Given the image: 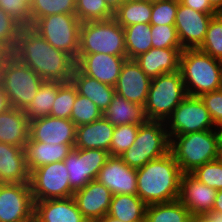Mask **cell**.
Returning <instances> with one entry per match:
<instances>
[{
	"instance_id": "6da1fadb",
	"label": "cell",
	"mask_w": 222,
	"mask_h": 222,
	"mask_svg": "<svg viewBox=\"0 0 222 222\" xmlns=\"http://www.w3.org/2000/svg\"><path fill=\"white\" fill-rule=\"evenodd\" d=\"M182 174L169 151L137 169V195L146 205L177 200Z\"/></svg>"
},
{
	"instance_id": "7a4b0ae2",
	"label": "cell",
	"mask_w": 222,
	"mask_h": 222,
	"mask_svg": "<svg viewBox=\"0 0 222 222\" xmlns=\"http://www.w3.org/2000/svg\"><path fill=\"white\" fill-rule=\"evenodd\" d=\"M24 65L32 68L44 81L68 82L76 61L66 52L54 48L36 31L25 44Z\"/></svg>"
},
{
	"instance_id": "3957f363",
	"label": "cell",
	"mask_w": 222,
	"mask_h": 222,
	"mask_svg": "<svg viewBox=\"0 0 222 222\" xmlns=\"http://www.w3.org/2000/svg\"><path fill=\"white\" fill-rule=\"evenodd\" d=\"M179 71L188 96L199 97L222 88L220 60L198 48L181 52Z\"/></svg>"
},
{
	"instance_id": "277c9868",
	"label": "cell",
	"mask_w": 222,
	"mask_h": 222,
	"mask_svg": "<svg viewBox=\"0 0 222 222\" xmlns=\"http://www.w3.org/2000/svg\"><path fill=\"white\" fill-rule=\"evenodd\" d=\"M212 129L173 136L170 151L182 173H191L196 168L215 160L220 141L219 130Z\"/></svg>"
},
{
	"instance_id": "5b68a950",
	"label": "cell",
	"mask_w": 222,
	"mask_h": 222,
	"mask_svg": "<svg viewBox=\"0 0 222 222\" xmlns=\"http://www.w3.org/2000/svg\"><path fill=\"white\" fill-rule=\"evenodd\" d=\"M186 97L184 81L179 70L152 78L144 106L147 119L168 123L166 118L168 120Z\"/></svg>"
},
{
	"instance_id": "8992f818",
	"label": "cell",
	"mask_w": 222,
	"mask_h": 222,
	"mask_svg": "<svg viewBox=\"0 0 222 222\" xmlns=\"http://www.w3.org/2000/svg\"><path fill=\"white\" fill-rule=\"evenodd\" d=\"M127 56L124 28L114 19L82 22L79 53Z\"/></svg>"
},
{
	"instance_id": "52a82bcc",
	"label": "cell",
	"mask_w": 222,
	"mask_h": 222,
	"mask_svg": "<svg viewBox=\"0 0 222 222\" xmlns=\"http://www.w3.org/2000/svg\"><path fill=\"white\" fill-rule=\"evenodd\" d=\"M162 121L139 125L134 144L119 157L132 168H140L170 151V139Z\"/></svg>"
},
{
	"instance_id": "ba28073f",
	"label": "cell",
	"mask_w": 222,
	"mask_h": 222,
	"mask_svg": "<svg viewBox=\"0 0 222 222\" xmlns=\"http://www.w3.org/2000/svg\"><path fill=\"white\" fill-rule=\"evenodd\" d=\"M81 25L76 14L63 13L39 18L32 26L54 48L66 52L76 61Z\"/></svg>"
},
{
	"instance_id": "9c48e42d",
	"label": "cell",
	"mask_w": 222,
	"mask_h": 222,
	"mask_svg": "<svg viewBox=\"0 0 222 222\" xmlns=\"http://www.w3.org/2000/svg\"><path fill=\"white\" fill-rule=\"evenodd\" d=\"M64 161H57L34 169L30 173V188L33 201L68 198L74 190L70 186Z\"/></svg>"
},
{
	"instance_id": "30bf717a",
	"label": "cell",
	"mask_w": 222,
	"mask_h": 222,
	"mask_svg": "<svg viewBox=\"0 0 222 222\" xmlns=\"http://www.w3.org/2000/svg\"><path fill=\"white\" fill-rule=\"evenodd\" d=\"M43 81L32 68L24 64L0 73V85L8 95L10 106L23 111L36 96Z\"/></svg>"
},
{
	"instance_id": "8fae6325",
	"label": "cell",
	"mask_w": 222,
	"mask_h": 222,
	"mask_svg": "<svg viewBox=\"0 0 222 222\" xmlns=\"http://www.w3.org/2000/svg\"><path fill=\"white\" fill-rule=\"evenodd\" d=\"M109 157V152L105 150L73 148L64 159L71 188L76 191L96 180Z\"/></svg>"
},
{
	"instance_id": "7c38bea8",
	"label": "cell",
	"mask_w": 222,
	"mask_h": 222,
	"mask_svg": "<svg viewBox=\"0 0 222 222\" xmlns=\"http://www.w3.org/2000/svg\"><path fill=\"white\" fill-rule=\"evenodd\" d=\"M34 201L29 183H0V222H32Z\"/></svg>"
},
{
	"instance_id": "4fadbf2b",
	"label": "cell",
	"mask_w": 222,
	"mask_h": 222,
	"mask_svg": "<svg viewBox=\"0 0 222 222\" xmlns=\"http://www.w3.org/2000/svg\"><path fill=\"white\" fill-rule=\"evenodd\" d=\"M168 121L171 122V130L167 131L169 139L176 135L209 130L215 125L201 99L188 95L175 108Z\"/></svg>"
},
{
	"instance_id": "5bb4252c",
	"label": "cell",
	"mask_w": 222,
	"mask_h": 222,
	"mask_svg": "<svg viewBox=\"0 0 222 222\" xmlns=\"http://www.w3.org/2000/svg\"><path fill=\"white\" fill-rule=\"evenodd\" d=\"M214 15L216 14L195 11L179 2L174 25L183 49H196L201 46Z\"/></svg>"
},
{
	"instance_id": "9a60e30c",
	"label": "cell",
	"mask_w": 222,
	"mask_h": 222,
	"mask_svg": "<svg viewBox=\"0 0 222 222\" xmlns=\"http://www.w3.org/2000/svg\"><path fill=\"white\" fill-rule=\"evenodd\" d=\"M127 59V56L104 53L78 54L75 67L81 73L114 87Z\"/></svg>"
},
{
	"instance_id": "2e32d148",
	"label": "cell",
	"mask_w": 222,
	"mask_h": 222,
	"mask_svg": "<svg viewBox=\"0 0 222 222\" xmlns=\"http://www.w3.org/2000/svg\"><path fill=\"white\" fill-rule=\"evenodd\" d=\"M216 194V189L201 183L191 173L182 174L178 200L192 216L208 214L213 209Z\"/></svg>"
},
{
	"instance_id": "e0dca14e",
	"label": "cell",
	"mask_w": 222,
	"mask_h": 222,
	"mask_svg": "<svg viewBox=\"0 0 222 222\" xmlns=\"http://www.w3.org/2000/svg\"><path fill=\"white\" fill-rule=\"evenodd\" d=\"M96 180L115 194L137 195V169L129 167L119 156H110Z\"/></svg>"
},
{
	"instance_id": "ac0fdd59",
	"label": "cell",
	"mask_w": 222,
	"mask_h": 222,
	"mask_svg": "<svg viewBox=\"0 0 222 222\" xmlns=\"http://www.w3.org/2000/svg\"><path fill=\"white\" fill-rule=\"evenodd\" d=\"M29 138L49 144H75L76 125L71 119L48 115L30 121Z\"/></svg>"
},
{
	"instance_id": "d6986e66",
	"label": "cell",
	"mask_w": 222,
	"mask_h": 222,
	"mask_svg": "<svg viewBox=\"0 0 222 222\" xmlns=\"http://www.w3.org/2000/svg\"><path fill=\"white\" fill-rule=\"evenodd\" d=\"M151 78L134 59H127L114 86L116 94L126 100L145 106Z\"/></svg>"
},
{
	"instance_id": "ffe728a7",
	"label": "cell",
	"mask_w": 222,
	"mask_h": 222,
	"mask_svg": "<svg viewBox=\"0 0 222 222\" xmlns=\"http://www.w3.org/2000/svg\"><path fill=\"white\" fill-rule=\"evenodd\" d=\"M113 194L97 180L74 192L78 209L89 222H95L107 215Z\"/></svg>"
},
{
	"instance_id": "44dd1931",
	"label": "cell",
	"mask_w": 222,
	"mask_h": 222,
	"mask_svg": "<svg viewBox=\"0 0 222 222\" xmlns=\"http://www.w3.org/2000/svg\"><path fill=\"white\" fill-rule=\"evenodd\" d=\"M35 222H89L77 207L73 196L34 202Z\"/></svg>"
},
{
	"instance_id": "7402d4cb",
	"label": "cell",
	"mask_w": 222,
	"mask_h": 222,
	"mask_svg": "<svg viewBox=\"0 0 222 222\" xmlns=\"http://www.w3.org/2000/svg\"><path fill=\"white\" fill-rule=\"evenodd\" d=\"M183 48H151L134 58L135 62L151 79L161 74L179 70Z\"/></svg>"
},
{
	"instance_id": "603a6c76",
	"label": "cell",
	"mask_w": 222,
	"mask_h": 222,
	"mask_svg": "<svg viewBox=\"0 0 222 222\" xmlns=\"http://www.w3.org/2000/svg\"><path fill=\"white\" fill-rule=\"evenodd\" d=\"M24 148L0 142V183H29Z\"/></svg>"
},
{
	"instance_id": "cb8c5ba5",
	"label": "cell",
	"mask_w": 222,
	"mask_h": 222,
	"mask_svg": "<svg viewBox=\"0 0 222 222\" xmlns=\"http://www.w3.org/2000/svg\"><path fill=\"white\" fill-rule=\"evenodd\" d=\"M114 127L104 116L89 124L76 127L74 148L101 149L109 152Z\"/></svg>"
},
{
	"instance_id": "d4e9b609",
	"label": "cell",
	"mask_w": 222,
	"mask_h": 222,
	"mask_svg": "<svg viewBox=\"0 0 222 222\" xmlns=\"http://www.w3.org/2000/svg\"><path fill=\"white\" fill-rule=\"evenodd\" d=\"M74 145L75 144H49L33 141L29 138L24 146L28 171L31 173L34 169L43 165L64 161L74 148Z\"/></svg>"
},
{
	"instance_id": "484cf974",
	"label": "cell",
	"mask_w": 222,
	"mask_h": 222,
	"mask_svg": "<svg viewBox=\"0 0 222 222\" xmlns=\"http://www.w3.org/2000/svg\"><path fill=\"white\" fill-rule=\"evenodd\" d=\"M29 123L23 110L11 107L0 113V142L24 148L29 139Z\"/></svg>"
},
{
	"instance_id": "4316f807",
	"label": "cell",
	"mask_w": 222,
	"mask_h": 222,
	"mask_svg": "<svg viewBox=\"0 0 222 222\" xmlns=\"http://www.w3.org/2000/svg\"><path fill=\"white\" fill-rule=\"evenodd\" d=\"M33 31L32 25H21L2 41L0 73L5 69L19 67L24 63V47Z\"/></svg>"
},
{
	"instance_id": "83f0119b",
	"label": "cell",
	"mask_w": 222,
	"mask_h": 222,
	"mask_svg": "<svg viewBox=\"0 0 222 222\" xmlns=\"http://www.w3.org/2000/svg\"><path fill=\"white\" fill-rule=\"evenodd\" d=\"M71 81L77 88L78 94L89 98L103 113L116 93L113 86L81 73L76 67Z\"/></svg>"
},
{
	"instance_id": "f1b7e54d",
	"label": "cell",
	"mask_w": 222,
	"mask_h": 222,
	"mask_svg": "<svg viewBox=\"0 0 222 222\" xmlns=\"http://www.w3.org/2000/svg\"><path fill=\"white\" fill-rule=\"evenodd\" d=\"M103 116L114 126L142 125L148 121L145 108L115 93Z\"/></svg>"
},
{
	"instance_id": "f546056e",
	"label": "cell",
	"mask_w": 222,
	"mask_h": 222,
	"mask_svg": "<svg viewBox=\"0 0 222 222\" xmlns=\"http://www.w3.org/2000/svg\"><path fill=\"white\" fill-rule=\"evenodd\" d=\"M146 207L138 195L115 194L107 215L121 222H145Z\"/></svg>"
},
{
	"instance_id": "4dcf8cb0",
	"label": "cell",
	"mask_w": 222,
	"mask_h": 222,
	"mask_svg": "<svg viewBox=\"0 0 222 222\" xmlns=\"http://www.w3.org/2000/svg\"><path fill=\"white\" fill-rule=\"evenodd\" d=\"M151 12V0H125L114 11V19L123 28L137 23L150 24Z\"/></svg>"
},
{
	"instance_id": "1f68e13d",
	"label": "cell",
	"mask_w": 222,
	"mask_h": 222,
	"mask_svg": "<svg viewBox=\"0 0 222 222\" xmlns=\"http://www.w3.org/2000/svg\"><path fill=\"white\" fill-rule=\"evenodd\" d=\"M191 216L178 199L147 205L145 210V222H190Z\"/></svg>"
},
{
	"instance_id": "d6a6232c",
	"label": "cell",
	"mask_w": 222,
	"mask_h": 222,
	"mask_svg": "<svg viewBox=\"0 0 222 222\" xmlns=\"http://www.w3.org/2000/svg\"><path fill=\"white\" fill-rule=\"evenodd\" d=\"M61 84V82L56 81H43L36 96L24 110L29 122L50 115L58 87Z\"/></svg>"
},
{
	"instance_id": "836d02e7",
	"label": "cell",
	"mask_w": 222,
	"mask_h": 222,
	"mask_svg": "<svg viewBox=\"0 0 222 222\" xmlns=\"http://www.w3.org/2000/svg\"><path fill=\"white\" fill-rule=\"evenodd\" d=\"M124 39L127 58H136L138 55L153 48L151 41V25L137 23L124 27Z\"/></svg>"
},
{
	"instance_id": "e575fe53",
	"label": "cell",
	"mask_w": 222,
	"mask_h": 222,
	"mask_svg": "<svg viewBox=\"0 0 222 222\" xmlns=\"http://www.w3.org/2000/svg\"><path fill=\"white\" fill-rule=\"evenodd\" d=\"M76 0H30L32 25L42 17L53 14H75Z\"/></svg>"
},
{
	"instance_id": "d590c367",
	"label": "cell",
	"mask_w": 222,
	"mask_h": 222,
	"mask_svg": "<svg viewBox=\"0 0 222 222\" xmlns=\"http://www.w3.org/2000/svg\"><path fill=\"white\" fill-rule=\"evenodd\" d=\"M75 14L81 22L105 21L114 18V12L104 0H76Z\"/></svg>"
},
{
	"instance_id": "8d00e7d4",
	"label": "cell",
	"mask_w": 222,
	"mask_h": 222,
	"mask_svg": "<svg viewBox=\"0 0 222 222\" xmlns=\"http://www.w3.org/2000/svg\"><path fill=\"white\" fill-rule=\"evenodd\" d=\"M77 94V88L72 83V81L63 82L58 87V92L52 105L50 116L62 119H70Z\"/></svg>"
},
{
	"instance_id": "74e56055",
	"label": "cell",
	"mask_w": 222,
	"mask_h": 222,
	"mask_svg": "<svg viewBox=\"0 0 222 222\" xmlns=\"http://www.w3.org/2000/svg\"><path fill=\"white\" fill-rule=\"evenodd\" d=\"M198 49L215 59H222V13L212 17L205 40Z\"/></svg>"
},
{
	"instance_id": "f35d334b",
	"label": "cell",
	"mask_w": 222,
	"mask_h": 222,
	"mask_svg": "<svg viewBox=\"0 0 222 222\" xmlns=\"http://www.w3.org/2000/svg\"><path fill=\"white\" fill-rule=\"evenodd\" d=\"M103 116V112L89 98L77 94L70 119L76 127L89 124Z\"/></svg>"
},
{
	"instance_id": "ab89813d",
	"label": "cell",
	"mask_w": 222,
	"mask_h": 222,
	"mask_svg": "<svg viewBox=\"0 0 222 222\" xmlns=\"http://www.w3.org/2000/svg\"><path fill=\"white\" fill-rule=\"evenodd\" d=\"M138 130L139 125L124 124L115 126L109 148L110 156H120L134 144Z\"/></svg>"
},
{
	"instance_id": "60d3db41",
	"label": "cell",
	"mask_w": 222,
	"mask_h": 222,
	"mask_svg": "<svg viewBox=\"0 0 222 222\" xmlns=\"http://www.w3.org/2000/svg\"><path fill=\"white\" fill-rule=\"evenodd\" d=\"M179 0L152 1L150 25H174Z\"/></svg>"
},
{
	"instance_id": "b9f144b4",
	"label": "cell",
	"mask_w": 222,
	"mask_h": 222,
	"mask_svg": "<svg viewBox=\"0 0 222 222\" xmlns=\"http://www.w3.org/2000/svg\"><path fill=\"white\" fill-rule=\"evenodd\" d=\"M191 174L201 183L208 185L214 189H222V163L217 159L196 168Z\"/></svg>"
},
{
	"instance_id": "7bdbcfd3",
	"label": "cell",
	"mask_w": 222,
	"mask_h": 222,
	"mask_svg": "<svg viewBox=\"0 0 222 222\" xmlns=\"http://www.w3.org/2000/svg\"><path fill=\"white\" fill-rule=\"evenodd\" d=\"M153 48H182L175 25H151Z\"/></svg>"
},
{
	"instance_id": "ee69618b",
	"label": "cell",
	"mask_w": 222,
	"mask_h": 222,
	"mask_svg": "<svg viewBox=\"0 0 222 222\" xmlns=\"http://www.w3.org/2000/svg\"><path fill=\"white\" fill-rule=\"evenodd\" d=\"M0 7L21 25H32L30 0H0Z\"/></svg>"
},
{
	"instance_id": "f6af8a7d",
	"label": "cell",
	"mask_w": 222,
	"mask_h": 222,
	"mask_svg": "<svg viewBox=\"0 0 222 222\" xmlns=\"http://www.w3.org/2000/svg\"><path fill=\"white\" fill-rule=\"evenodd\" d=\"M217 128L222 125V88L199 96Z\"/></svg>"
},
{
	"instance_id": "bcb514c9",
	"label": "cell",
	"mask_w": 222,
	"mask_h": 222,
	"mask_svg": "<svg viewBox=\"0 0 222 222\" xmlns=\"http://www.w3.org/2000/svg\"><path fill=\"white\" fill-rule=\"evenodd\" d=\"M21 24L17 22L13 17L8 15L0 7V40L7 38L9 34L14 32Z\"/></svg>"
},
{
	"instance_id": "7dc6e473",
	"label": "cell",
	"mask_w": 222,
	"mask_h": 222,
	"mask_svg": "<svg viewBox=\"0 0 222 222\" xmlns=\"http://www.w3.org/2000/svg\"><path fill=\"white\" fill-rule=\"evenodd\" d=\"M182 5L191 9L208 14H218V12L210 5L208 0H179Z\"/></svg>"
},
{
	"instance_id": "c3c4849f",
	"label": "cell",
	"mask_w": 222,
	"mask_h": 222,
	"mask_svg": "<svg viewBox=\"0 0 222 222\" xmlns=\"http://www.w3.org/2000/svg\"><path fill=\"white\" fill-rule=\"evenodd\" d=\"M11 108L8 95L0 85V113L6 112Z\"/></svg>"
},
{
	"instance_id": "681fc988",
	"label": "cell",
	"mask_w": 222,
	"mask_h": 222,
	"mask_svg": "<svg viewBox=\"0 0 222 222\" xmlns=\"http://www.w3.org/2000/svg\"><path fill=\"white\" fill-rule=\"evenodd\" d=\"M212 211L222 213V189L217 191Z\"/></svg>"
},
{
	"instance_id": "f907efd6",
	"label": "cell",
	"mask_w": 222,
	"mask_h": 222,
	"mask_svg": "<svg viewBox=\"0 0 222 222\" xmlns=\"http://www.w3.org/2000/svg\"><path fill=\"white\" fill-rule=\"evenodd\" d=\"M205 216L210 220V222H222V213H218L211 210Z\"/></svg>"
},
{
	"instance_id": "816d5d0a",
	"label": "cell",
	"mask_w": 222,
	"mask_h": 222,
	"mask_svg": "<svg viewBox=\"0 0 222 222\" xmlns=\"http://www.w3.org/2000/svg\"><path fill=\"white\" fill-rule=\"evenodd\" d=\"M108 7L114 12L125 0H104Z\"/></svg>"
},
{
	"instance_id": "f5cc1de1",
	"label": "cell",
	"mask_w": 222,
	"mask_h": 222,
	"mask_svg": "<svg viewBox=\"0 0 222 222\" xmlns=\"http://www.w3.org/2000/svg\"><path fill=\"white\" fill-rule=\"evenodd\" d=\"M210 5L218 12L222 13V0H208Z\"/></svg>"
},
{
	"instance_id": "db71d44e",
	"label": "cell",
	"mask_w": 222,
	"mask_h": 222,
	"mask_svg": "<svg viewBox=\"0 0 222 222\" xmlns=\"http://www.w3.org/2000/svg\"><path fill=\"white\" fill-rule=\"evenodd\" d=\"M190 222H210V220L204 216H191Z\"/></svg>"
},
{
	"instance_id": "11a10c76",
	"label": "cell",
	"mask_w": 222,
	"mask_h": 222,
	"mask_svg": "<svg viewBox=\"0 0 222 222\" xmlns=\"http://www.w3.org/2000/svg\"><path fill=\"white\" fill-rule=\"evenodd\" d=\"M95 222H121V221L106 215L100 219H97Z\"/></svg>"
},
{
	"instance_id": "9f6ffc18",
	"label": "cell",
	"mask_w": 222,
	"mask_h": 222,
	"mask_svg": "<svg viewBox=\"0 0 222 222\" xmlns=\"http://www.w3.org/2000/svg\"><path fill=\"white\" fill-rule=\"evenodd\" d=\"M216 159L222 163V139L220 138L219 144H218V151H217V157Z\"/></svg>"
},
{
	"instance_id": "6f0895ef",
	"label": "cell",
	"mask_w": 222,
	"mask_h": 222,
	"mask_svg": "<svg viewBox=\"0 0 222 222\" xmlns=\"http://www.w3.org/2000/svg\"><path fill=\"white\" fill-rule=\"evenodd\" d=\"M219 133H220V138L222 139V125L218 127Z\"/></svg>"
},
{
	"instance_id": "680465c9",
	"label": "cell",
	"mask_w": 222,
	"mask_h": 222,
	"mask_svg": "<svg viewBox=\"0 0 222 222\" xmlns=\"http://www.w3.org/2000/svg\"><path fill=\"white\" fill-rule=\"evenodd\" d=\"M220 66H221V80H222V59L220 60Z\"/></svg>"
},
{
	"instance_id": "91938a15",
	"label": "cell",
	"mask_w": 222,
	"mask_h": 222,
	"mask_svg": "<svg viewBox=\"0 0 222 222\" xmlns=\"http://www.w3.org/2000/svg\"><path fill=\"white\" fill-rule=\"evenodd\" d=\"M1 50H2V40H0V55H1Z\"/></svg>"
}]
</instances>
